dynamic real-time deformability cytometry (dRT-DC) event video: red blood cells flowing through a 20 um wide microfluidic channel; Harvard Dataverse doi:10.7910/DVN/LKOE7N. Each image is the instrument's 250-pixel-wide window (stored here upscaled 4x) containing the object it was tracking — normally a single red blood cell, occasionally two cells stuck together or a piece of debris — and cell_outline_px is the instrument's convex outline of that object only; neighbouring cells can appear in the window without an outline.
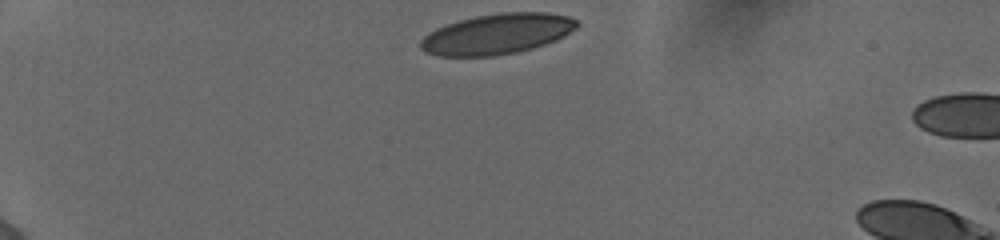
{"species": "human", "species_latin": "Homo sapiens", "temperature_condition": "cold", "stored_images_in_passage": 5, "camera_frame_rate_fps": 3000, "um_per_image_px": 0.085, "donor": {"sex": "female"}, "frame": {"image": 1, "passage_image": 1, "time_ms": 0.0, "image_size_px": [1000, 240], "cell_outline_px": [[580, 24], [576, 28], [564, 36], [556, 40], [532, 48], [516, 52], [496, 56], [436, 56], [424, 52], [420, 48], [420, 40], [428, 32], [444, 24], [476, 16], [500, 12], [548, 12], [568, 16], [576, 20]], "centroid_in_image_um": [42.22, 2.88], "position_along_channel_um": 42.8, "area_um2": 37.11}}